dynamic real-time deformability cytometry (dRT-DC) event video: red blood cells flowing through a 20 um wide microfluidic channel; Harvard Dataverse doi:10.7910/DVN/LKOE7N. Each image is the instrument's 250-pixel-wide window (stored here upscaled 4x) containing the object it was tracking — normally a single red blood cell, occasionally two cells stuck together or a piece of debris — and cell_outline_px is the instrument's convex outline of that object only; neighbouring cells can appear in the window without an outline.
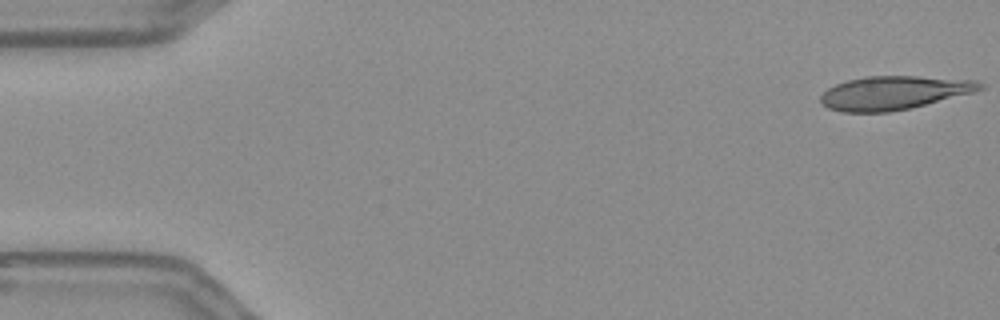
{"species": "Egyptian fruit bat (a non-hibernating species)", "species_latin": "Rousettus aegyptiacus", "temperature_condition": "warm", "stored_images_in_passage": 55, "camera_frame_rate_fps": 3000, "um_per_image_px": 0.085, "frame": {"image": 1, "passage_image": 1, "time_ms": 0.0, "image_size_px": [1000, 320], "cell_outline_px": [[984, 88], [972, 92], [912, 108], [888, 112], [840, 112], [828, 108], [820, 104], [820, 96], [828, 88], [836, 84], [848, 80], [864, 76], [916, 76], [976, 80], [984, 84]], "centroid_in_image_um": [75.94, 7.89], "position_along_channel_um": 9.1, "area_um2": 31.21}}
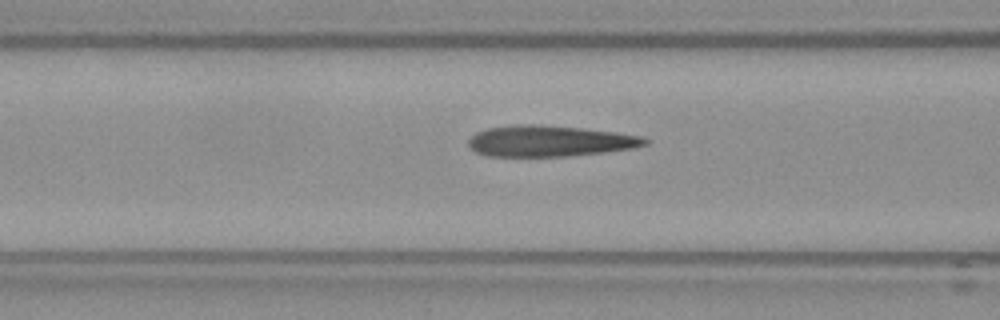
{"frame": {"image": 2, "passage_image": 21, "time_ms": 6.667, "image_size_px": [1000, 320], "cell_outline_px": [[652, 140], [648, 144], [632, 148], [604, 152], [568, 156], [488, 156], [476, 152], [468, 144], [468, 140], [476, 132], [488, 128], [516, 124], [536, 124], [580, 128], [616, 132], [644, 136]], "centroid_in_image_um": [46.76, 11.98], "position_along_channel_um": 119.8, "area_um2": 31.96}}
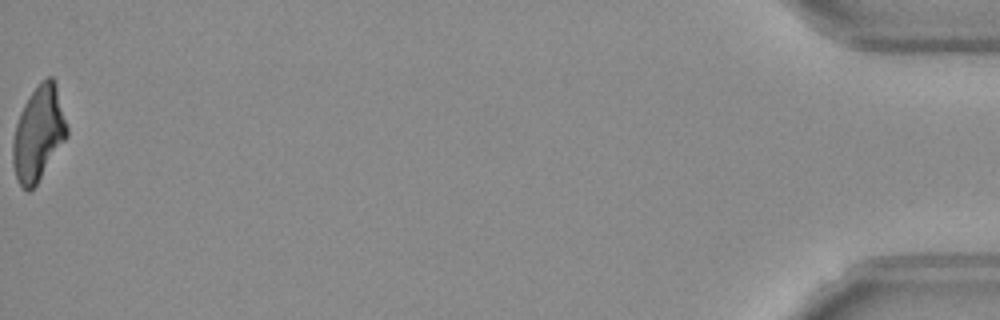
{"frame": {"image": 3, "passage_image": 55, "time_ms": 18.0, "image_size_px": [1000, 320], "cell_outline_px": [[68, 136], [36, 184], [28, 192], [20, 184], [16, 176], [12, 164], [12, 140], [16, 124], [20, 112], [24, 104], [40, 80], [48, 76], [52, 76], [56, 84], [68, 128]], "centroid_in_image_um": [3.26, 11.33], "position_along_channel_um": 431.9, "area_um2": 29.65}}